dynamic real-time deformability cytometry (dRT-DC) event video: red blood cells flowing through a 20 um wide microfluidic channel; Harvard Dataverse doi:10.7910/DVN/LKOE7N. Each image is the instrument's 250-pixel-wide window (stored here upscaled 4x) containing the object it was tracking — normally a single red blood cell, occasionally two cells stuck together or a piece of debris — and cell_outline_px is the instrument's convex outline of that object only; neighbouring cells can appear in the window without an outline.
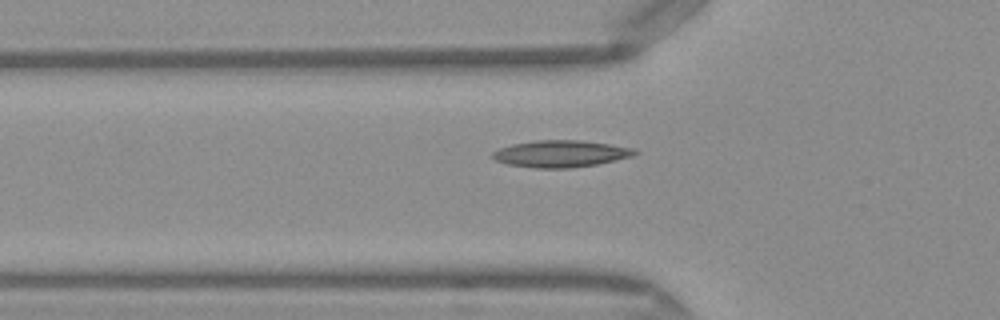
{"species": "Egyptian fruit bat (a non-hibernating species)", "species_latin": "Rousettus aegyptiacus", "temperature_condition": "warm", "stored_images_in_passage": 33, "camera_frame_rate_fps": 3000, "um_per_image_px": 0.085, "frame": {"image": 1, "passage_image": 6, "time_ms": 1.667, "image_size_px": [1000, 320], "cell_outline_px": [[640, 152], [632, 156], [596, 164], [568, 168], [536, 168], [508, 164], [496, 160], [492, 156], [492, 152], [500, 148], [512, 144], [536, 140], [580, 140], [636, 148]], "centroid_in_image_um": [47.68, 13.06], "position_along_channel_um": 78.1, "area_um2": 22.08}}
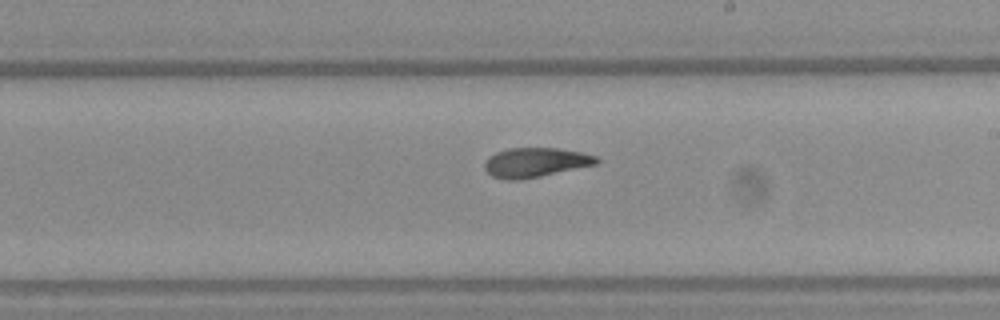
{"frame": {"image": 2, "passage_image": 18, "time_ms": 5.667, "image_size_px": [1000, 320], "cell_outline_px": [[600, 160], [596, 164], [540, 176], [520, 180], [504, 180], [492, 176], [484, 168], [484, 160], [488, 156], [496, 152], [508, 148], [560, 148], [580, 152], [596, 156]], "centroid_in_image_um": [45.46, 13.8], "position_along_channel_um": 243.5, "area_um2": 19.25}}
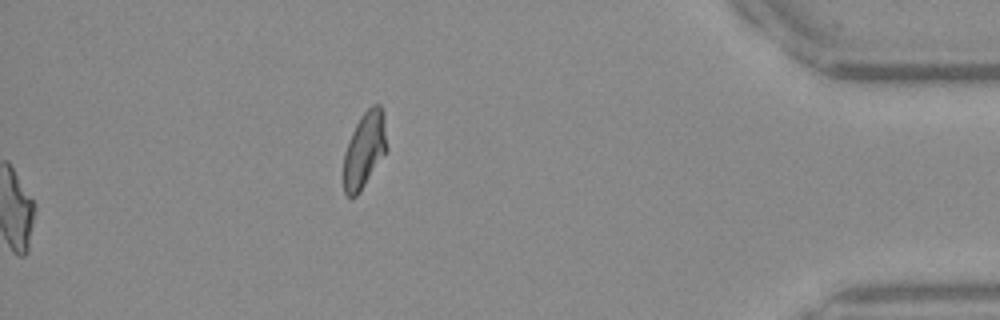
{"frame": {"image": 3, "passage_image": 33, "time_ms": 10.667, "image_size_px": [1000, 320], "cell_outline_px": [[388, 148], [360, 192], [356, 196], [348, 196], [344, 192], [344, 152], [348, 140], [360, 116], [372, 104], [380, 104], [384, 112]], "centroid_in_image_um": [30.99, 12.69], "position_along_channel_um": 404.2, "area_um2": 19.19}, "authors_computed_cell_mechanics": {"area_um2": 19.652, "velocity_mm_per_s": 4.1074, "shape_relaxation_time_tau1_ms": 9.3679, "shape_relaxation_time_tau2_ms": 1.5617, "deformation_change_tau1": 0.2509, "deformation_change_tau2": 0.0727}}